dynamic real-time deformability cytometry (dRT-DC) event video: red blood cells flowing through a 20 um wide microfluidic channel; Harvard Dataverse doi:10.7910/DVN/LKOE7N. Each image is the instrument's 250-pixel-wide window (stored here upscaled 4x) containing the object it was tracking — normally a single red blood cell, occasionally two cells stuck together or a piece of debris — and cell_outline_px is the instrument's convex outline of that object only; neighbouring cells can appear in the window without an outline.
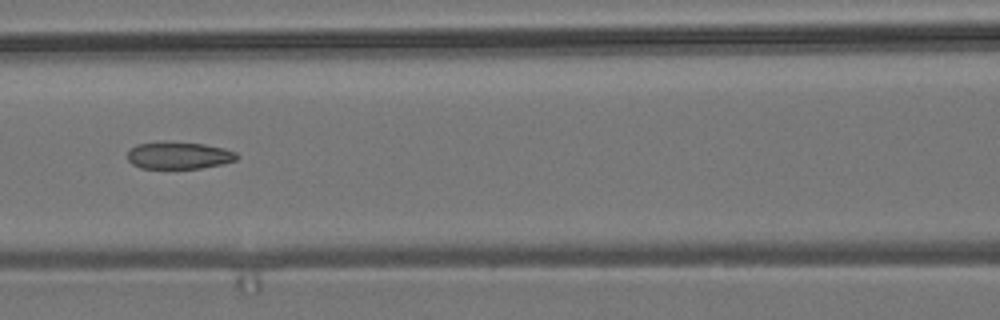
{"species": "common noctule bat (a hibernating species)", "species_latin": "Nyctalus noctula", "temperature_condition": "room temperature", "stored_images_in_passage": 6, "camera_frame_rate_fps": 3000, "um_per_image_px": 0.085, "animal": {"sex": "male", "body_mass_g": 19.2, "forearm_length_mm": 51.8}, "frame": {"image": 1, "passage_image": 6, "time_ms": 6.667, "image_size_px": [1000, 320], "cell_outline_px": [[240, 156], [236, 160], [220, 164], [200, 168], [140, 168], [132, 164], [128, 160], [128, 152], [136, 144], [164, 140], [204, 144], [224, 148], [236, 152]], "centroid_in_image_um": [15.19, 13.19], "position_along_channel_um": 151.4, "area_um2": 17.51}}